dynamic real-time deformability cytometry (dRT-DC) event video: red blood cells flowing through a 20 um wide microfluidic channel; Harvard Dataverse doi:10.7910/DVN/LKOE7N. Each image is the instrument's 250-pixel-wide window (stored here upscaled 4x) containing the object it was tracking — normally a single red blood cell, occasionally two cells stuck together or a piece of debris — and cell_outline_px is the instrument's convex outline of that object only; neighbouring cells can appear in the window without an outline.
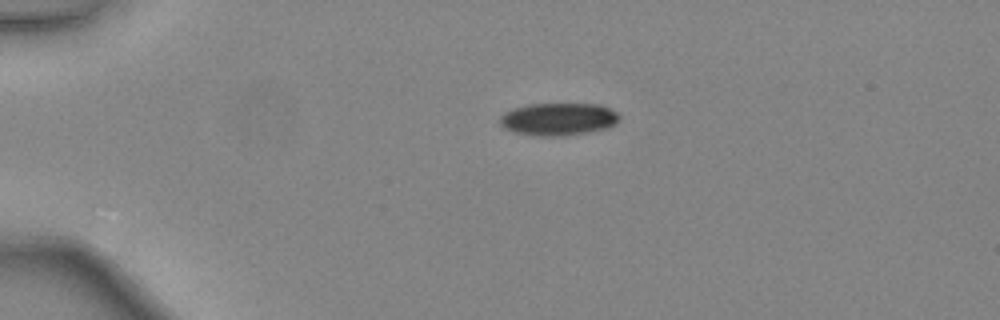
{"species": "common noctule bat (a hibernating species)", "species_latin": "Nyctalus noctula", "temperature_condition": "warm", "stored_images_in_passage": 37, "camera_frame_rate_fps": 3000, "um_per_image_px": 0.085, "animal": {"sex": "female", "body_mass_g": 24.6, "forearm_length_mm": 56.2}, "frame": {"image": 1, "passage_image": 1, "time_ms": 0.0, "image_size_px": [1000, 320], "cell_outline_px": [[620, 120], [616, 124], [608, 128], [588, 132], [560, 136], [532, 136], [512, 132], [504, 128], [500, 124], [500, 116], [504, 112], [512, 108], [528, 104], [600, 104], [616, 112], [620, 116]], "centroid_in_image_um": [47.44, 10.13], "position_along_channel_um": 37.6, "area_um2": 22.95}}
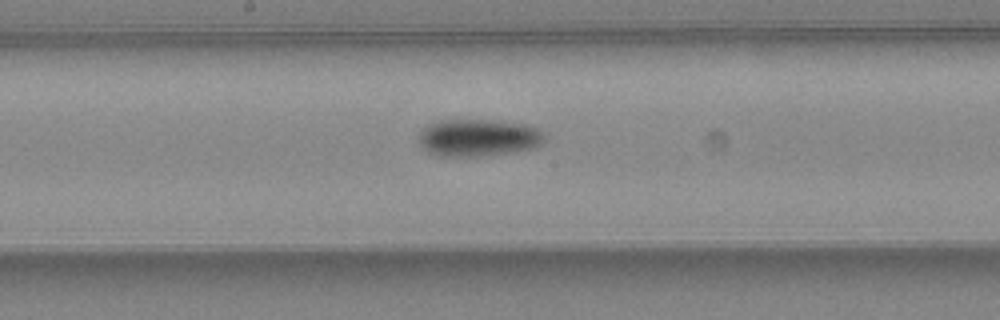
{"frame": {"image": 2, "passage_image": 16, "time_ms": 5.0, "image_size_px": [1000, 320], "cell_outline_px": [[544, 140], [536, 148], [516, 152], [484, 156], [436, 156], [428, 152], [416, 140], [416, 136], [428, 124], [440, 120], [500, 120], [528, 124], [540, 128], [544, 136]], "centroid_in_image_um": [40.67, 11.7], "position_along_channel_um": 207.5, "area_um2": 27.98}}
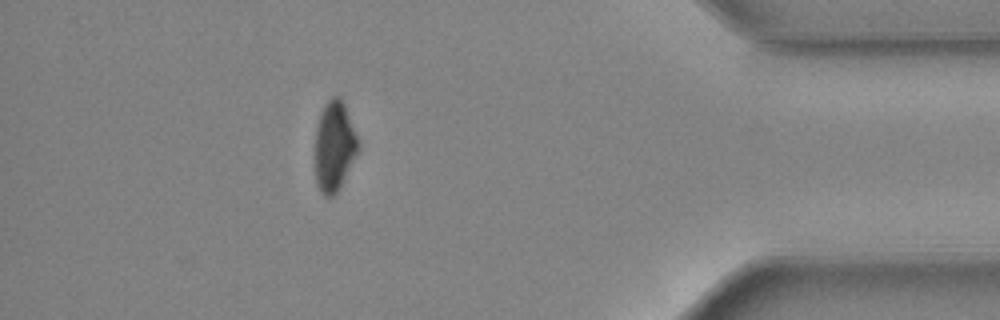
{"frame": {"image": 3, "passage_image": 32, "time_ms": 10.333, "image_size_px": [1000, 320], "cell_outline_px": [[360, 148], [340, 188], [332, 196], [324, 196], [316, 184], [316, 128], [320, 112], [324, 104], [332, 96], [336, 96], [344, 104], [360, 140]], "centroid_in_image_um": [28.44, 12.43], "position_along_channel_um": 406.8, "area_um2": 22.66}, "authors_computed_cell_mechanics": {"area_um2": 25.3742, "velocity_mm_per_s": 4.4749, "shape_relaxation_time_tau1_ms": 5.1551, "shape_relaxation_time_tau2_ms": null, "deformation_change_tau1": 0.1322, "deformation_change_tau2": null}}